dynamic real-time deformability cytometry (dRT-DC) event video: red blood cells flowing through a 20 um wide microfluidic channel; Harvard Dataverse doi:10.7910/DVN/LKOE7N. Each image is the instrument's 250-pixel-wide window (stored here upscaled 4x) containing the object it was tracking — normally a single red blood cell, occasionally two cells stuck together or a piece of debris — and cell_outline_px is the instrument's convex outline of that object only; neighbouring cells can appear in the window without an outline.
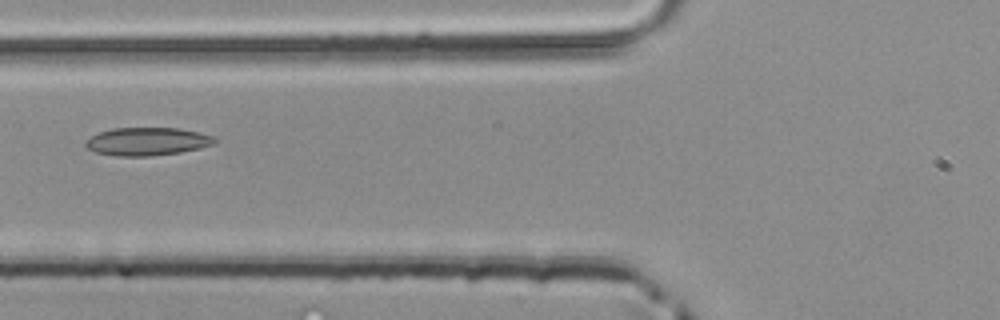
{"species": "common noctule bat (a hibernating species)", "species_latin": "Nyctalus noctula", "temperature_condition": "room temperature", "stored_images_in_passage": 34, "camera_frame_rate_fps": 3000, "um_per_image_px": 0.085, "animal": {"sex": "male", "body_mass_g": 20.4}, "frame": {"image": 1, "passage_image": 6, "time_ms": 1.667, "image_size_px": [1000, 320], "cell_outline_px": [[220, 140], [216, 144], [200, 148], [180, 152], [148, 156], [116, 156], [96, 152], [88, 148], [84, 144], [92, 136], [100, 132], [112, 128], [180, 128], [212, 136]], "centroid_in_image_um": [12.56, 12.02], "position_along_channel_um": 113.2, "area_um2": 20.98}}
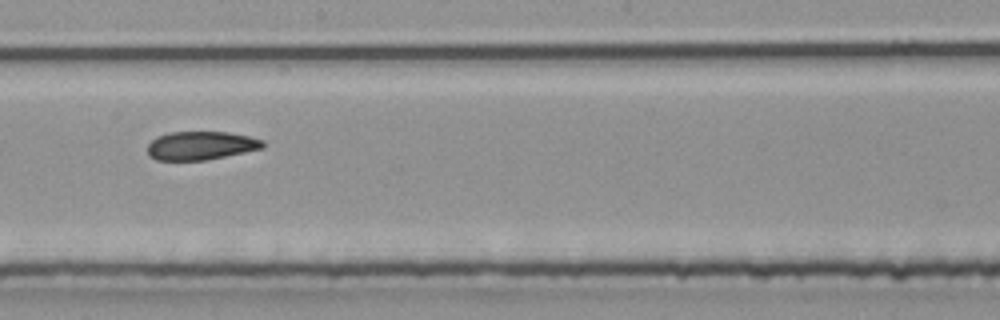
{"frame": {"image": 2, "passage_image": 14, "time_ms": 4.333, "image_size_px": [1000, 320], "cell_outline_px": [[264, 148], [208, 160], [156, 160], [148, 156], [148, 144], [156, 136], [168, 132], [228, 132], [248, 136], [264, 140]], "centroid_in_image_um": [17.06, 12.38], "position_along_channel_um": 231.1, "area_um2": 19.31}}
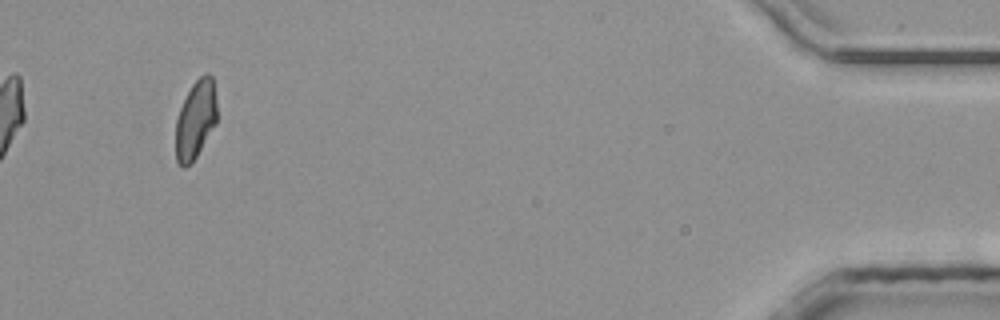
{"frame": {"image": 3, "passage_image": 32, "time_ms": 10.333, "image_size_px": [1000, 320], "cell_outline_px": [[216, 124], [192, 164], [184, 168], [180, 168], [176, 160], [176, 120], [180, 108], [192, 84], [200, 76], [208, 72], [212, 76], [216, 100]], "centroid_in_image_um": [16.62, 10.21], "position_along_channel_um": 418.6, "area_um2": 18.96}}